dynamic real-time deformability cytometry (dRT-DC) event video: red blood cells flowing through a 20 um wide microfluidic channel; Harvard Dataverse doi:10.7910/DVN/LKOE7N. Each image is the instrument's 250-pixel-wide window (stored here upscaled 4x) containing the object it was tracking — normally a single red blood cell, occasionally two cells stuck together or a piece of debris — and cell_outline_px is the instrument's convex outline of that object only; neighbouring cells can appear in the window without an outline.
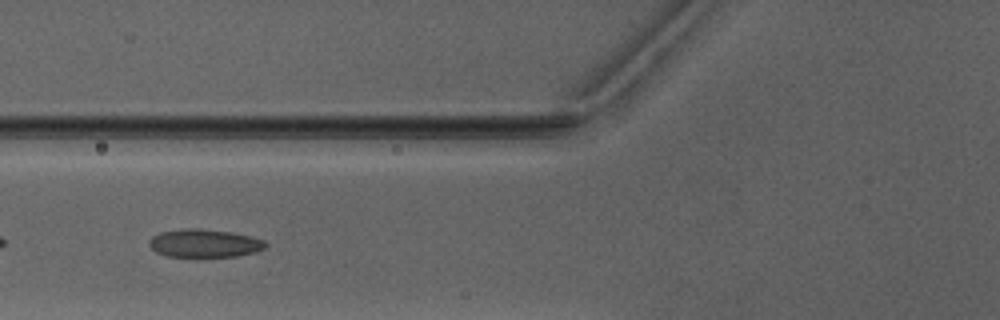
{"species": "Egyptian fruit bat (a non-hibernating species)", "species_latin": "Rousettus aegyptiacus", "temperature_condition": "warm", "stored_images_in_passage": 6, "camera_frame_rate_fps": 3000, "um_per_image_px": 0.085, "animal": {"sex": "male"}, "frame": {"image": 1, "passage_image": 5, "time_ms": 5.0, "image_size_px": [1000, 320], "cell_outline_px": [[268, 244], [264, 248], [256, 252], [236, 256], [168, 256], [156, 252], [148, 244], [148, 240], [152, 236], [160, 232], [184, 228], [200, 228], [228, 232], [248, 236], [264, 240]], "centroid_in_image_um": [17.35, 20.67], "position_along_channel_um": 108.5, "area_um2": 18.9}}
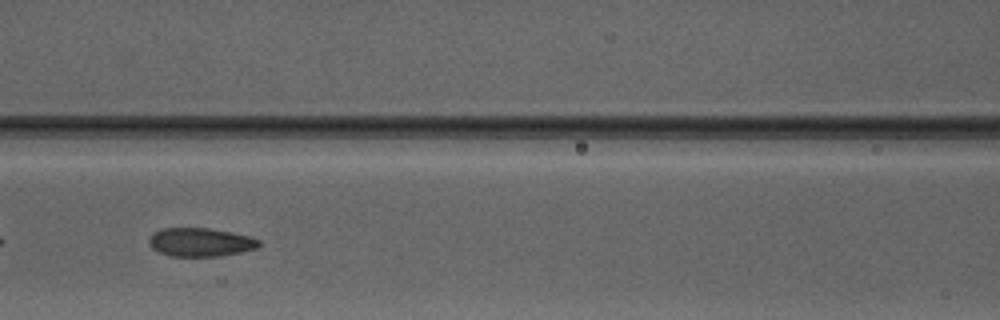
{"frame": {"image": 2, "passage_image": 6, "time_ms": 6.0, "image_size_px": [1000, 320], "cell_outline_px": [[260, 244], [256, 248], [240, 252], [220, 256], [168, 256], [152, 248], [148, 244], [148, 240], [152, 232], [160, 228], [208, 228], [248, 236], [260, 240]], "centroid_in_image_um": [16.97, 20.58], "position_along_channel_um": 149.6, "area_um2": 18.26}}